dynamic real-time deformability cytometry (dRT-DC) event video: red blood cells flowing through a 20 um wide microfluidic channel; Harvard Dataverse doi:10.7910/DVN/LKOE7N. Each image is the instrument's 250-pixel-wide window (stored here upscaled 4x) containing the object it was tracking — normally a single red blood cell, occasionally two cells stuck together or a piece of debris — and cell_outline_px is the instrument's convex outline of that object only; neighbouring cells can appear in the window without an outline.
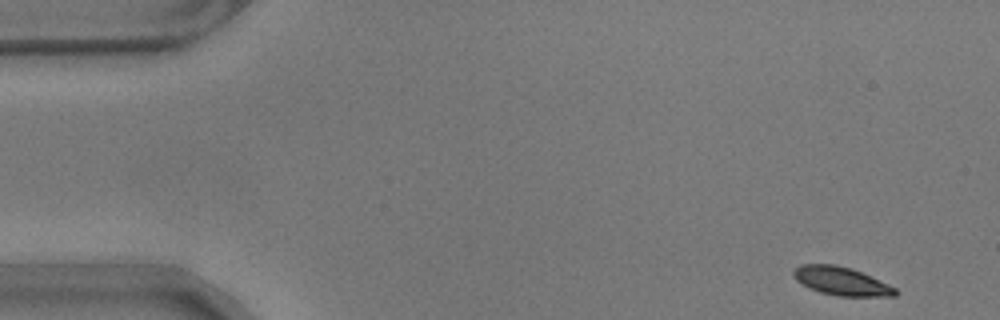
{"species": "common noctule bat (a hibernating species)", "species_latin": "Nyctalus noctula", "temperature_condition": "warm", "stored_images_in_passage": 39, "camera_frame_rate_fps": 3000, "um_per_image_px": 0.085, "animal": {"sex": "male", "body_mass_g": 17.9}, "frame": {"image": 1, "passage_image": 1, "time_ms": 0.0, "image_size_px": [1000, 320], "cell_outline_px": [[896, 296], [836, 296], [820, 292], [808, 288], [796, 280], [792, 276], [792, 272], [800, 264], [836, 264], [852, 268], [888, 284], [896, 288]], "centroid_in_image_um": [71.47, 23.89], "position_along_channel_um": 13.5, "area_um2": 16.88}}
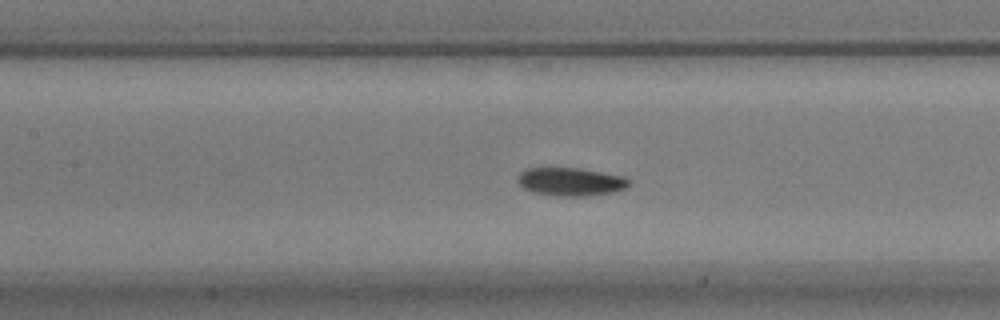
{"frame": {"image": 2, "passage_image": 23, "time_ms": 7.333, "image_size_px": [1000, 320], "cell_outline_px": [[632, 180], [624, 188], [612, 192], [588, 196], [560, 196], [532, 192], [524, 188], [516, 180], [516, 176], [520, 172], [528, 168], [580, 168], [624, 176]], "centroid_in_image_um": [48.49, 15.44], "position_along_channel_um": 158.9, "area_um2": 18.32}}
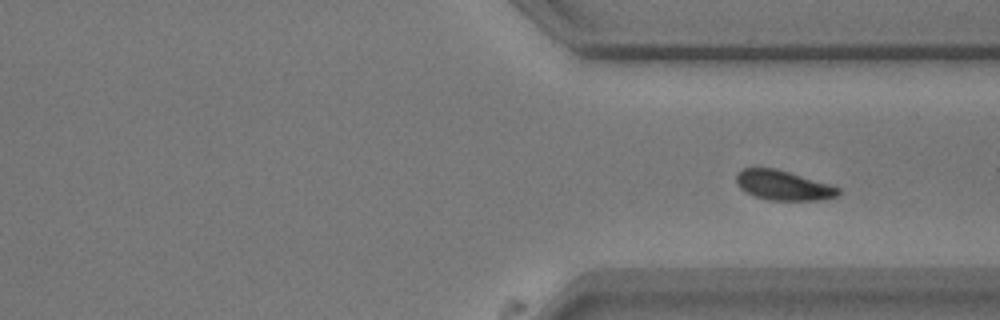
{"frame": {"image": 3, "passage_image": 39, "time_ms": 12.667, "image_size_px": [1000, 320], "cell_outline_px": [[840, 192], [836, 196], [824, 200], [768, 200], [752, 196], [744, 192], [736, 184], [736, 176], [744, 168], [776, 168], [828, 184], [840, 188]], "centroid_in_image_um": [66.54, 15.77], "position_along_channel_um": 344.9, "area_um2": 17.63}}